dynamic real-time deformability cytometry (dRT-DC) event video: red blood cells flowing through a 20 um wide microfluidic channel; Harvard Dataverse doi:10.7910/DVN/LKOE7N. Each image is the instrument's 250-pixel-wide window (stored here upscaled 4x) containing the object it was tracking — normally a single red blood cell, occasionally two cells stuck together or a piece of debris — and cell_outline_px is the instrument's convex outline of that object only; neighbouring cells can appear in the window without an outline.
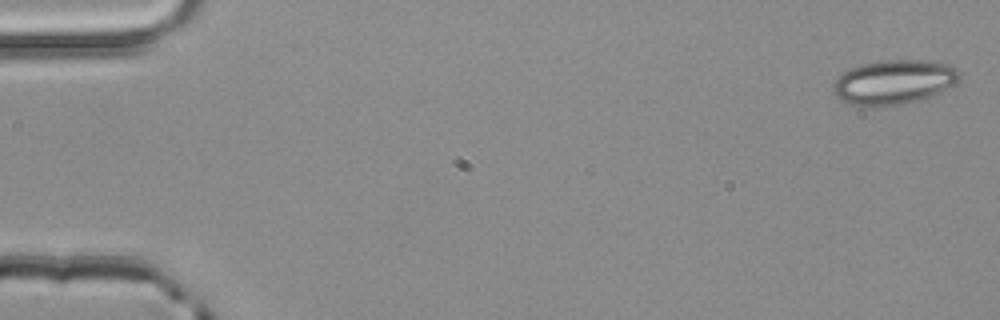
{"species": "common noctule bat (a hibernating species)", "species_latin": "Nyctalus noctula", "temperature_condition": "room temperature", "stored_images_in_passage": 3, "camera_frame_rate_fps": 3000, "um_per_image_px": 0.085, "animal": {"sex": "male", "body_mass_g": 20.4}, "frame": {"image": 1, "passage_image": 1, "time_ms": 0.0, "image_size_px": [1000, 320], "cell_outline_px": [[960, 76], [952, 84], [928, 96], [916, 100], [900, 104], [848, 104], [840, 100], [832, 92], [832, 84], [848, 68], [864, 64], [884, 60], [928, 60], [952, 64], [960, 72]], "centroid_in_image_um": [75.95, 6.93], "position_along_channel_um": 9.1, "area_um2": 31.91}}